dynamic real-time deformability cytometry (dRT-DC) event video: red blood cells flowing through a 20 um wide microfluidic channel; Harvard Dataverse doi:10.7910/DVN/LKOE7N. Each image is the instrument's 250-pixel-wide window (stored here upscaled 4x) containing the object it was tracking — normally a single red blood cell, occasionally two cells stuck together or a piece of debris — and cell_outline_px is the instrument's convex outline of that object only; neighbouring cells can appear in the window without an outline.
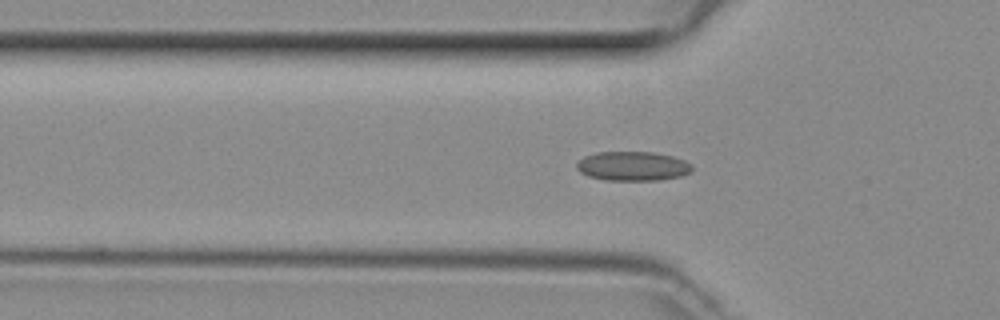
{"species": "common noctule bat (a hibernating species)", "species_latin": "Nyctalus noctula", "temperature_condition": "room temperature", "stored_images_in_passage": 46, "segment_of_instrument_passage": [1, 2], "camera_frame_rate_fps": 3000, "um_per_image_px": 0.085, "animal": {"sex": "female", "body_mass_g": 29.2, "forearm_length_mm": 56.3}, "frame": {"image": 1, "passage_image": 12, "time_ms": 3.667, "image_size_px": [1000, 320], "cell_outline_px": [[692, 172], [680, 176], [656, 180], [604, 180], [588, 176], [580, 172], [576, 168], [576, 164], [584, 156], [596, 152], [652, 152], [672, 156], [684, 160], [692, 164]], "centroid_in_image_um": [53.77, 14.12], "position_along_channel_um": 72.0, "area_um2": 19.71}}
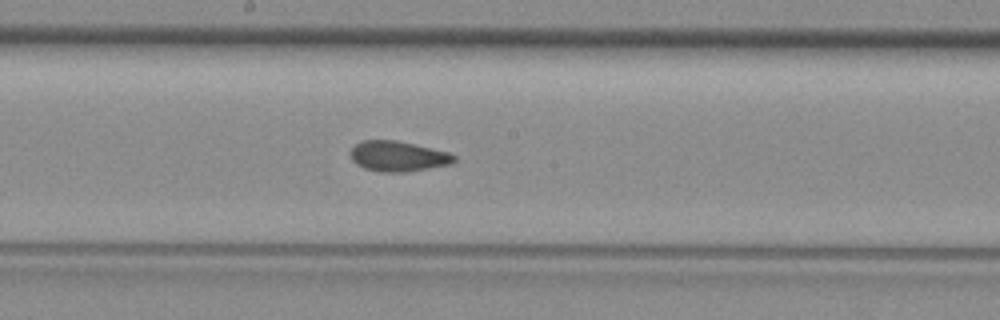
{"frame": {"image": 2, "passage_image": 22, "time_ms": 7.0, "image_size_px": [1000, 320], "cell_outline_px": [[456, 160], [452, 164], [404, 172], [380, 172], [364, 168], [356, 164], [352, 160], [348, 152], [356, 144], [364, 140], [396, 140], [448, 152], [456, 156]], "centroid_in_image_um": [33.8, 13.28], "position_along_channel_um": 214.4, "area_um2": 18.32}}
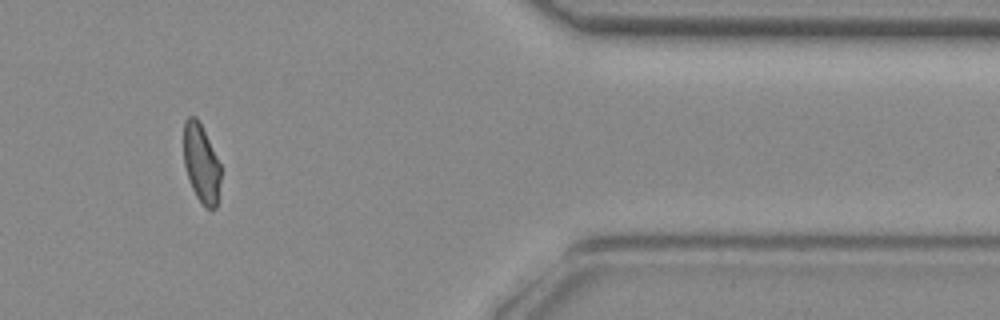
{"frame": {"image": 3, "passage_image": 37, "time_ms": 12.0, "image_size_px": [1000, 320], "cell_outline_px": [[220, 180], [216, 208], [204, 208], [196, 196], [192, 188], [184, 164], [184, 120], [188, 116], [196, 116], [220, 164]], "centroid_in_image_um": [17.09, 13.9], "position_along_channel_um": 394.3, "area_um2": 16.65}}